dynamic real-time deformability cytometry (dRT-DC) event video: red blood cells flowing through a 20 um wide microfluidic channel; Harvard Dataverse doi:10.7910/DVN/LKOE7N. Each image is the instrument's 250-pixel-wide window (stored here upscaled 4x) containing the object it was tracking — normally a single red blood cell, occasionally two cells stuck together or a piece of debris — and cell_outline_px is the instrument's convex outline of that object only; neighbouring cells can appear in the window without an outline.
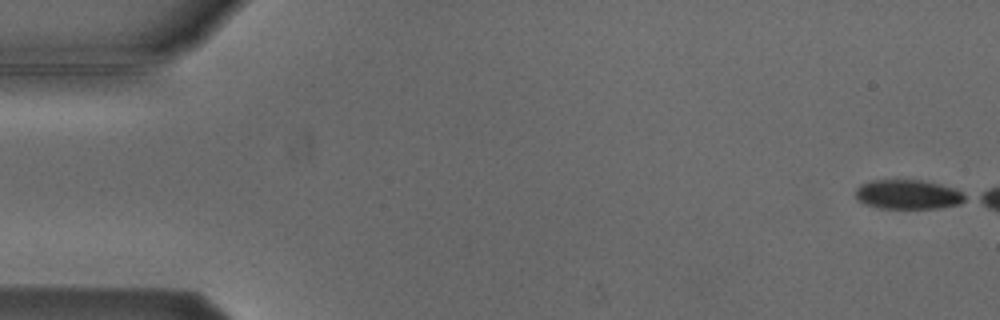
{"species": "Egyptian fruit bat (a non-hibernating species)", "species_latin": "Rousettus aegyptiacus", "temperature_condition": "cold", "stored_images_in_passage": 6, "segment_of_instrument_passage": [2, 2], "camera_frame_rate_fps": 3000, "um_per_image_px": 0.085, "animal": {"sex": "male"}, "frame": {"image": 1, "passage_image": 6, "time_ms": 6.0, "image_size_px": [1000, 320], "cell_outline_px": [[968, 200], [960, 204], [940, 208], [880, 208], [864, 204], [856, 200], [856, 188], [860, 184], [872, 180], [920, 180], [940, 184], [952, 188], [968, 196]], "centroid_in_image_um": [77.18, 16.54], "position_along_channel_um": 7.8, "area_um2": 18.9}}